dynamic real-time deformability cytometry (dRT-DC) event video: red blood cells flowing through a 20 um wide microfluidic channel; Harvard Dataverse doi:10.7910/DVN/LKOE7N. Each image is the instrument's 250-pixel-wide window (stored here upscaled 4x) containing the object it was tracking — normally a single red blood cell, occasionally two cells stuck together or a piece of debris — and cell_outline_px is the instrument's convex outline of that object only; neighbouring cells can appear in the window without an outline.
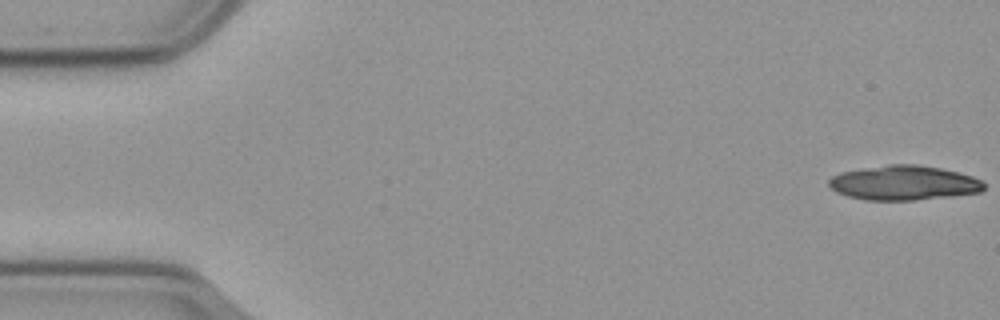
{"species": "common noctule bat (a hibernating species)", "species_latin": "Nyctalus noctula", "temperature_condition": "cold", "stored_images_in_passage": 19, "camera_frame_rate_fps": 3000, "um_per_image_px": 0.085, "animal": {"sex": "male", "body_mass_g": 23.1, "forearm_length_mm": 52.7}, "frame": {"image": 1, "passage_image": 1, "time_ms": 0.0, "image_size_px": [1000, 320], "cell_outline_px": [[984, 188], [980, 192], [952, 196], [916, 200], [864, 200], [848, 196], [836, 192], [828, 184], [828, 180], [832, 176], [840, 172], [888, 164], [916, 164], [940, 168], [972, 176], [980, 180], [984, 184]], "centroid_in_image_um": [76.79, 15.54], "position_along_channel_um": 8.2, "area_um2": 31.21}}